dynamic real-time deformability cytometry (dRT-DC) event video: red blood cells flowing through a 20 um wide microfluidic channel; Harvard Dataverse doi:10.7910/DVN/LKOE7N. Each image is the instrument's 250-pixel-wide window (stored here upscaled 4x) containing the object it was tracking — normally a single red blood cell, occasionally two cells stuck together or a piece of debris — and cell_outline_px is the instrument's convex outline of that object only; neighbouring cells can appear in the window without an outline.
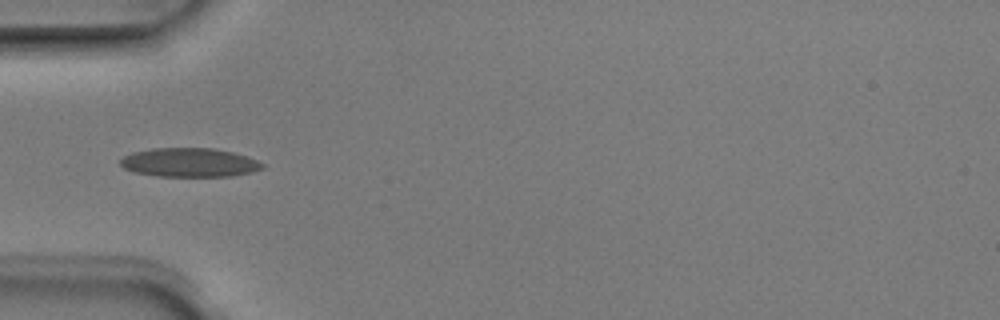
{"species": "Egyptian fruit bat (a non-hibernating species)", "species_latin": "Rousettus aegyptiacus", "temperature_condition": "room temperature", "stored_images_in_passage": 7, "camera_frame_rate_fps": 3000, "um_per_image_px": 0.085, "animal": {"sex": "male"}, "frame": {"image": 1, "passage_image": 3, "time_ms": 0.667, "image_size_px": [1000, 320], "cell_outline_px": [[264, 168], [252, 172], [232, 176], [156, 176], [132, 172], [124, 168], [120, 164], [120, 160], [124, 156], [132, 152], [152, 148], [212, 148], [232, 152], [248, 156], [264, 164]], "centroid_in_image_um": [16.09, 13.81], "position_along_channel_um": 68.9, "area_um2": 24.04}}
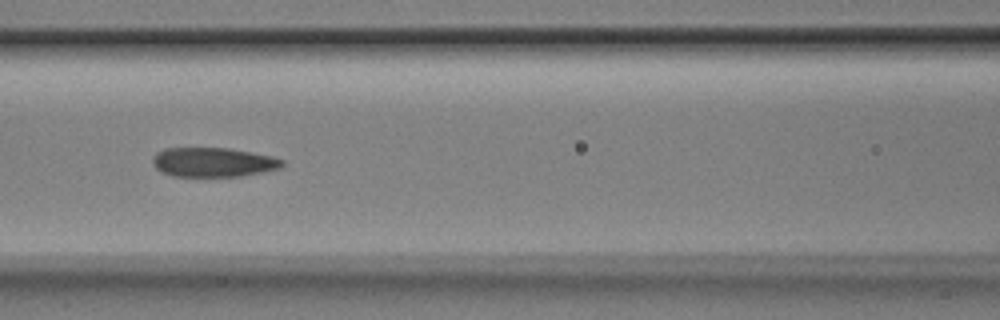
{"frame": {"image": 2, "passage_image": 5, "time_ms": 1.333, "image_size_px": [1000, 320], "cell_outline_px": [[284, 164], [280, 168], [264, 172], [240, 176], [172, 176], [160, 172], [152, 164], [152, 156], [156, 152], [164, 148], [228, 148], [252, 152], [272, 156], [284, 160]], "centroid_in_image_um": [18.1, 13.78], "position_along_channel_um": 148.5, "area_um2": 22.37}}
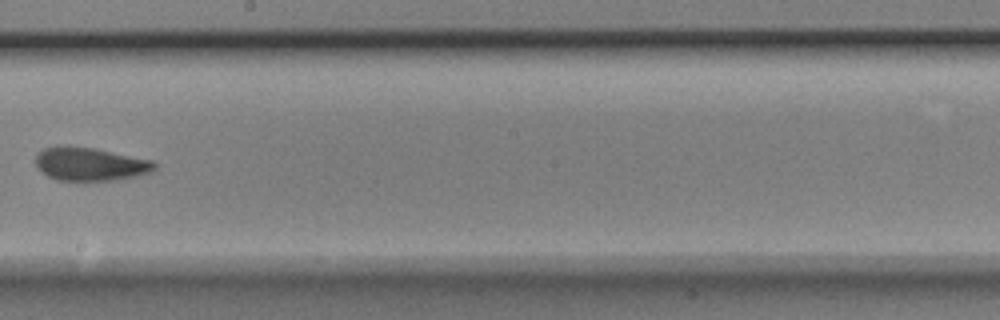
{"frame": {"image": 3, "passage_image": 7, "time_ms": 2.0, "image_size_px": [1000, 320], "cell_outline_px": [[156, 168], [152, 172], [140, 176], [116, 180], [56, 180], [48, 176], [36, 168], [36, 152], [44, 148], [56, 144], [68, 144], [96, 148], [152, 160], [156, 164]], "centroid_in_image_um": [7.63, 13.92], "position_along_channel_um": 240.6, "area_um2": 23.76}}